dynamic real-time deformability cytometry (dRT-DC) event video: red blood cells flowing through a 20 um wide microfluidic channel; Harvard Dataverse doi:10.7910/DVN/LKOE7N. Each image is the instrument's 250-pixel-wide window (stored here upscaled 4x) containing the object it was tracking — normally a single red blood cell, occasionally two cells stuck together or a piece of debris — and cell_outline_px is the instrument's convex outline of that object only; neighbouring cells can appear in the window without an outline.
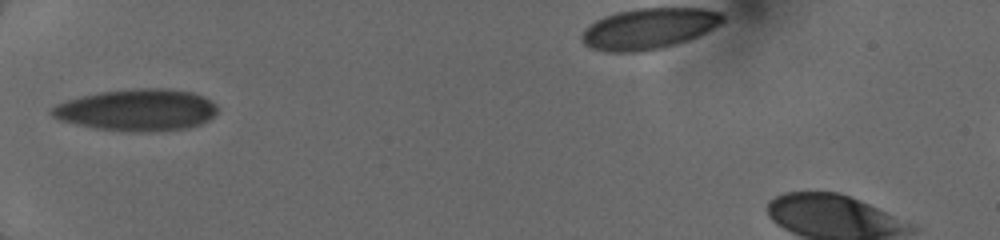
{"species": "human", "species_latin": "Homo sapiens", "temperature_condition": "cold", "stored_images_in_passage": 2, "camera_frame_rate_fps": 3000, "um_per_image_px": 0.085, "donor": {"sex": "female"}, "frame": {"image": 1, "passage_image": 1, "time_ms": 0.0, "image_size_px": [1000, 240], "cell_outline_px": [[216, 112], [208, 120], [200, 124], [188, 128], [148, 132], [136, 132], [92, 128], [60, 120], [52, 116], [48, 112], [56, 104], [80, 96], [100, 92], [132, 88], [168, 88], [192, 92], [204, 96], [216, 104]], "centroid_in_image_um": [11.63, 9.34], "position_along_channel_um": 73.4, "area_um2": 40.52}}